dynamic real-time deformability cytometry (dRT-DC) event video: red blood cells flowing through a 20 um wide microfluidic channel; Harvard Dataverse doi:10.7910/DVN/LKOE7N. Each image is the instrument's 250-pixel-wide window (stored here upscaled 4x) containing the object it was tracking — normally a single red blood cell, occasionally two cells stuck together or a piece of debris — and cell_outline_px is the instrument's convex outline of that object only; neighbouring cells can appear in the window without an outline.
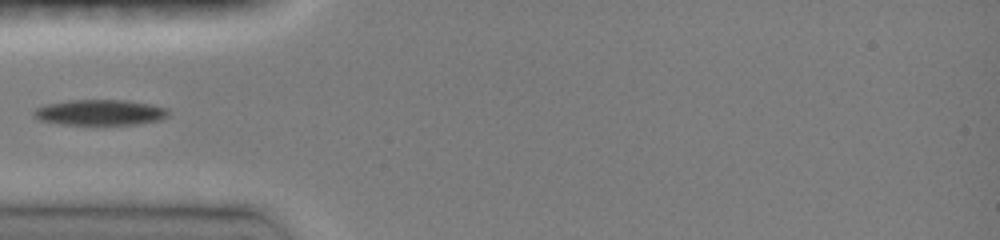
{"species": "common noctule bat (a hibernating species)", "species_latin": "Nyctalus noctula", "temperature_condition": "room temperature", "stored_images_in_passage": 34, "camera_frame_rate_fps": 3000, "um_per_image_px": 0.085, "animal": {"sex": "female", "body_mass_g": 19.0, "forearm_length_mm": 51.5}, "frame": {"image": 1, "passage_image": 1, "time_ms": 0.0, "image_size_px": [1000, 240], "cell_outline_px": [[168, 116], [160, 120], [136, 124], [64, 124], [40, 120], [32, 116], [32, 112], [36, 108], [44, 104], [68, 100], [128, 100], [152, 104], [168, 108]], "centroid_in_image_um": [8.5, 9.54], "position_along_channel_um": 76.5, "area_um2": 20.17}}
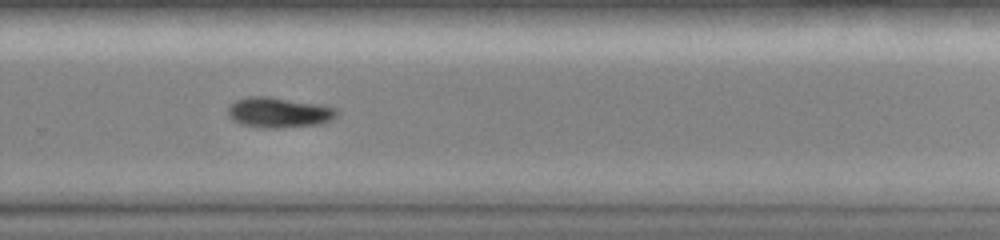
{"frame": {"image": 2, "passage_image": 23, "time_ms": 5.667, "image_size_px": [1000, 240], "cell_outline_px": [[340, 112], [332, 120], [324, 124], [276, 128], [264, 128], [240, 124], [232, 120], [228, 116], [228, 108], [236, 100], [248, 96], [268, 96], [324, 104], [336, 108]], "centroid_in_image_um": [23.76, 9.56], "position_along_channel_um": 306.0, "area_um2": 19.65}}
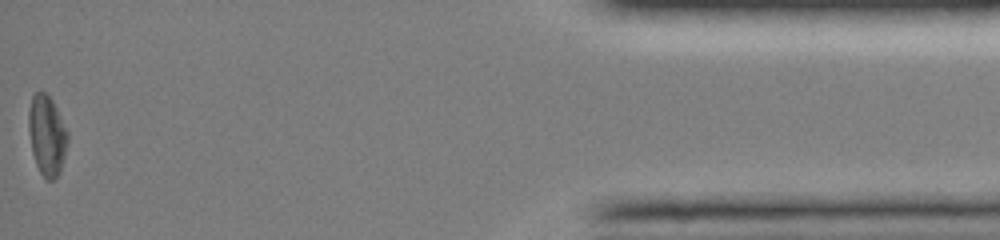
{"frame": {"image": 3, "passage_image": 34, "time_ms": 10.667, "image_size_px": [1000, 240], "cell_outline_px": [[68, 140], [60, 172], [52, 180], [48, 180], [40, 172], [36, 164], [32, 152], [28, 128], [28, 112], [32, 96], [36, 92], [44, 92], [52, 100], [68, 132]], "centroid_in_image_um": [3.98, 11.5], "position_along_channel_um": 431.2, "area_um2": 18.03}}